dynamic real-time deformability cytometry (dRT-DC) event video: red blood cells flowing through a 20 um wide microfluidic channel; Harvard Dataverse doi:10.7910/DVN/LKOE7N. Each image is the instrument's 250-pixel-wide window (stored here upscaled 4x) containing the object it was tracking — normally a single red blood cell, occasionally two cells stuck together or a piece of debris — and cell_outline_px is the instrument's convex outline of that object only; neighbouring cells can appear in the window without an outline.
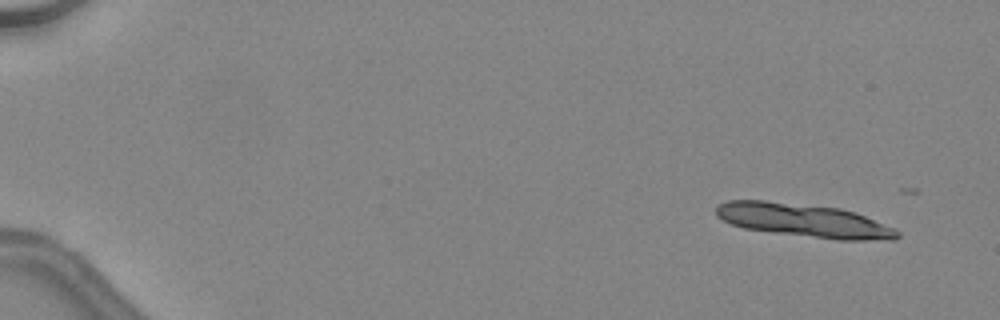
{"species": "common noctule bat (a hibernating species)", "species_latin": "Nyctalus noctula", "temperature_condition": "warm", "stored_images_in_passage": 9, "camera_frame_rate_fps": 3000, "um_per_image_px": 0.085, "animal": {"sex": "female", "body_mass_g": 24.6, "forearm_length_mm": 56.2}, "frame": {"image": 1, "passage_image": 3, "time_ms": 0.667, "image_size_px": [1000, 320], "cell_outline_px": [[900, 236], [896, 240], [840, 240], [744, 228], [732, 224], [716, 216], [716, 204], [728, 200], [764, 200], [840, 208], [864, 216], [896, 228], [900, 232]], "centroid_in_image_um": [68.35, 18.73], "position_along_channel_um": 16.7, "area_um2": 35.03}}